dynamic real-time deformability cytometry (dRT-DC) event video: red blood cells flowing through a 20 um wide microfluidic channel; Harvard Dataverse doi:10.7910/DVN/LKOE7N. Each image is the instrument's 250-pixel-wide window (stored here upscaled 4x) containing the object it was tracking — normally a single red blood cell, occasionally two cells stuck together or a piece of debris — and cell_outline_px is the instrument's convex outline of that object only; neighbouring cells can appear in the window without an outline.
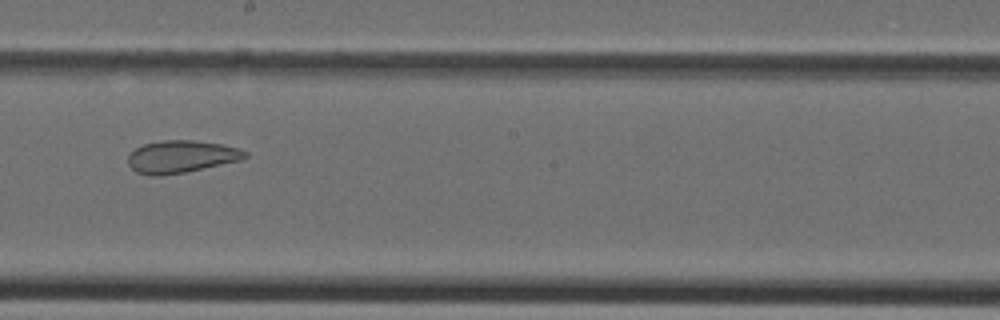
{"species": "Egyptian fruit bat (a non-hibernating species)", "species_latin": "Rousettus aegyptiacus", "temperature_condition": "cold", "stored_images_in_passage": 32, "camera_frame_rate_fps": 3000, "um_per_image_px": 0.085, "animal": {"sex": "female"}, "frame": {"image": 1, "passage_image": 22, "time_ms": 7.0, "image_size_px": [1000, 320], "cell_outline_px": [[248, 156], [240, 160], [184, 172], [160, 176], [152, 176], [136, 172], [128, 164], [128, 156], [136, 148], [144, 144], [164, 140], [192, 140], [220, 144], [240, 148], [248, 152]], "centroid_in_image_um": [15.4, 13.31], "position_along_channel_um": 232.8, "area_um2": 21.91}}
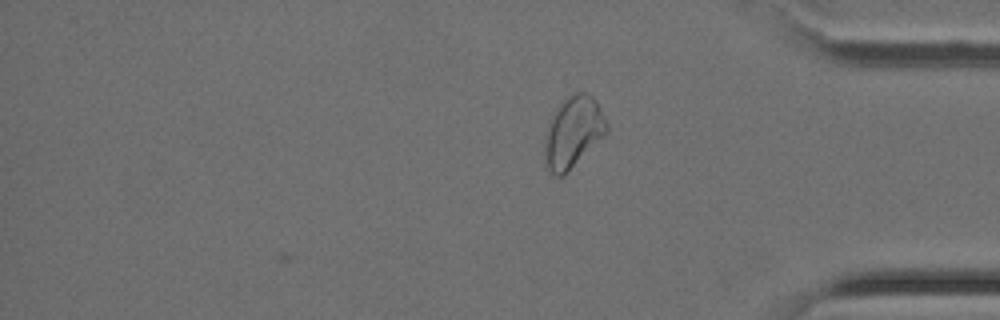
{"frame": {"image": 2, "passage_image": 32, "time_ms": 10.333, "image_size_px": [1000, 320], "cell_outline_px": [[608, 132], [564, 176], [556, 176], [548, 168], [544, 156], [544, 140], [548, 120], [560, 104], [568, 96], [576, 92], [584, 92], [592, 96], [596, 100], [608, 124]], "centroid_in_image_um": [48.71, 11.23], "position_along_channel_um": 386.5, "area_um2": 25.78}}